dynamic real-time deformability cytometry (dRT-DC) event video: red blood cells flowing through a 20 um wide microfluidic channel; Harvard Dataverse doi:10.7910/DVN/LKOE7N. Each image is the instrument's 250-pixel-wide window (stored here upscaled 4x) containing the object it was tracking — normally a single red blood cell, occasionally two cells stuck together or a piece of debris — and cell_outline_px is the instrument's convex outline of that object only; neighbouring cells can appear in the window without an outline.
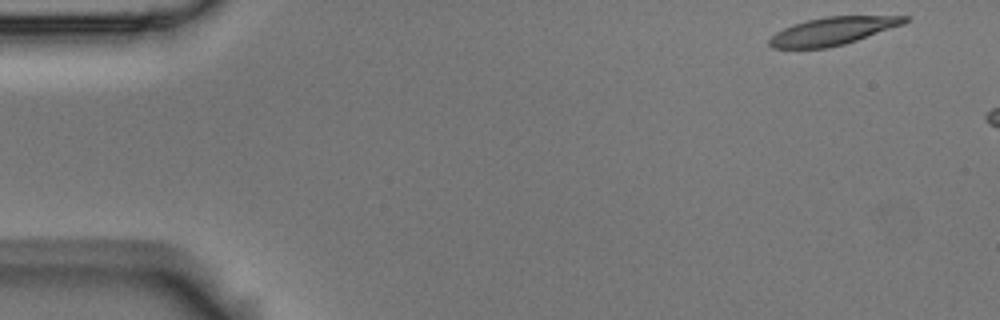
{"species": "Egyptian fruit bat (a non-hibernating species)", "species_latin": "Rousettus aegyptiacus", "temperature_condition": "room temperature", "stored_images_in_passage": 7, "camera_frame_rate_fps": 3000, "um_per_image_px": 0.085, "animal": {"sex": "male"}, "frame": {"image": 1, "passage_image": 1, "time_ms": 0.0, "image_size_px": [1000, 320], "cell_outline_px": [[908, 20], [904, 24], [844, 44], [828, 48], [772, 48], [768, 44], [768, 40], [776, 32], [792, 24], [808, 20], [828, 16], [908, 16]], "centroid_in_image_um": [70.75, 2.64], "position_along_channel_um": 14.2, "area_um2": 21.73}}